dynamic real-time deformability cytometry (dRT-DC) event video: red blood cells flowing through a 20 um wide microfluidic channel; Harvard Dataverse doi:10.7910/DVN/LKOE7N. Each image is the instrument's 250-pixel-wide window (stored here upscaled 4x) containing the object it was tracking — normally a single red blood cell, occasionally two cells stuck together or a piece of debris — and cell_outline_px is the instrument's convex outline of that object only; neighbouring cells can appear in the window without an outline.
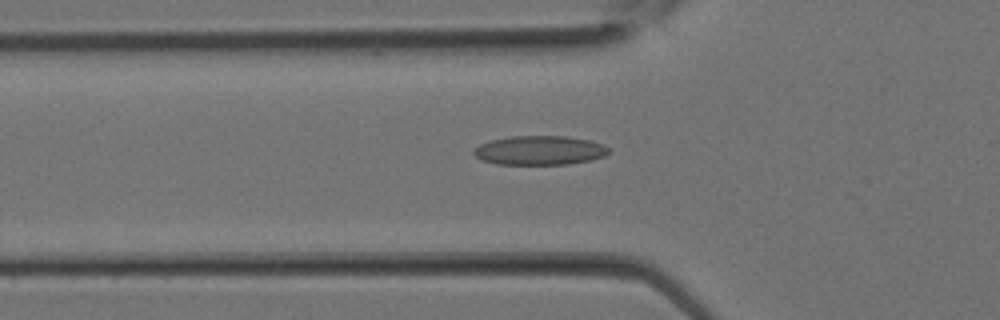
{"species": "Egyptian fruit bat (a non-hibernating species)", "species_latin": "Rousettus aegyptiacus", "temperature_condition": "room temperature", "stored_images_in_passage": 7, "camera_frame_rate_fps": 3000, "um_per_image_px": 0.085, "animal": {"sex": "female"}, "frame": {"image": 1, "passage_image": 4, "time_ms": 1.0, "image_size_px": [1000, 320], "cell_outline_px": [[612, 148], [604, 156], [592, 160], [568, 164], [496, 164], [484, 160], [476, 156], [472, 152], [480, 144], [492, 140], [512, 136], [564, 136], [588, 140], [604, 144]], "centroid_in_image_um": [45.92, 12.78], "position_along_channel_um": 79.9, "area_um2": 22.83}}
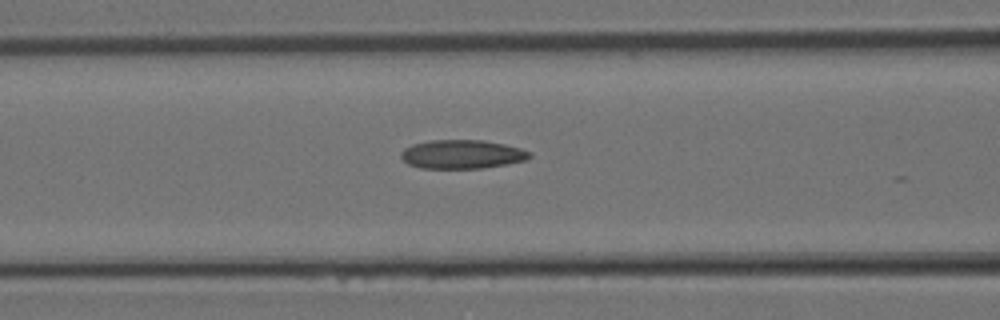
{"frame": {"image": 2, "passage_image": 6, "time_ms": 1.667, "image_size_px": [1000, 320], "cell_outline_px": [[532, 156], [524, 160], [508, 164], [484, 168], [420, 168], [408, 164], [400, 156], [400, 152], [404, 148], [412, 144], [432, 140], [484, 140], [504, 144], [520, 148], [532, 152]], "centroid_in_image_um": [39.27, 13.11], "position_along_channel_um": 127.3, "area_um2": 21.68}}